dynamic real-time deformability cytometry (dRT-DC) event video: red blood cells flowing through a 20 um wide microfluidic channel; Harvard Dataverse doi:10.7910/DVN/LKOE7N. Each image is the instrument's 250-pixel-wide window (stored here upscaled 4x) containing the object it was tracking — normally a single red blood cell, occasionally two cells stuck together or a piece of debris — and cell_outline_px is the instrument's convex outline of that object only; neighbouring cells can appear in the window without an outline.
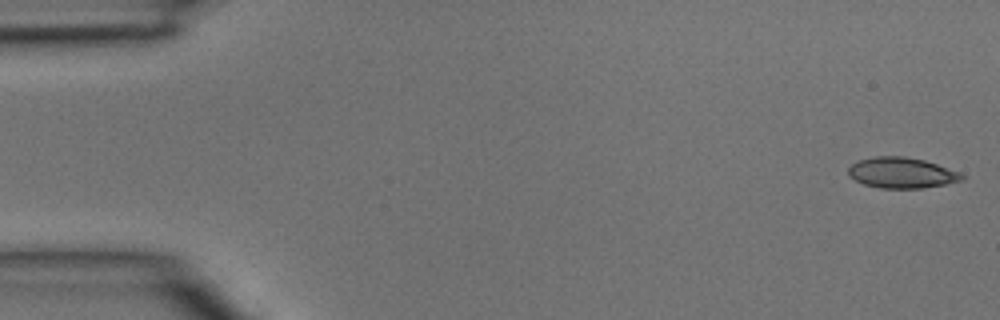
{"species": "common noctule bat (a hibernating species)", "species_latin": "Nyctalus noctula", "temperature_condition": "room temperature", "stored_images_in_passage": 4, "camera_frame_rate_fps": 3000, "um_per_image_px": 0.085, "animal": {"sex": "male", "body_mass_g": 15.6}, "frame": {"image": 1, "passage_image": 1, "time_ms": 0.0, "image_size_px": [1000, 320], "cell_outline_px": [[964, 180], [924, 188], [880, 188], [864, 184], [848, 176], [848, 168], [852, 164], [860, 160], [876, 156], [904, 156], [924, 160], [960, 172], [964, 176]], "centroid_in_image_um": [76.64, 14.69], "position_along_channel_um": 8.4, "area_um2": 20.23}}
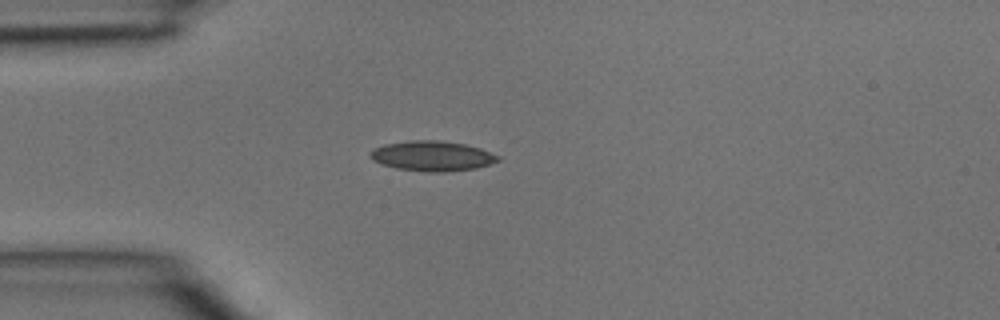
{"frame": {"image": 2, "passage_image": 4, "time_ms": 1.0, "image_size_px": [1000, 320], "cell_outline_px": [[500, 160], [476, 168], [444, 172], [424, 172], [396, 168], [380, 164], [372, 160], [368, 156], [368, 152], [372, 148], [384, 144], [412, 140], [436, 140], [464, 144], [480, 148], [500, 156]], "centroid_in_image_um": [36.67, 13.26], "position_along_channel_um": 48.3, "area_um2": 22.54}}